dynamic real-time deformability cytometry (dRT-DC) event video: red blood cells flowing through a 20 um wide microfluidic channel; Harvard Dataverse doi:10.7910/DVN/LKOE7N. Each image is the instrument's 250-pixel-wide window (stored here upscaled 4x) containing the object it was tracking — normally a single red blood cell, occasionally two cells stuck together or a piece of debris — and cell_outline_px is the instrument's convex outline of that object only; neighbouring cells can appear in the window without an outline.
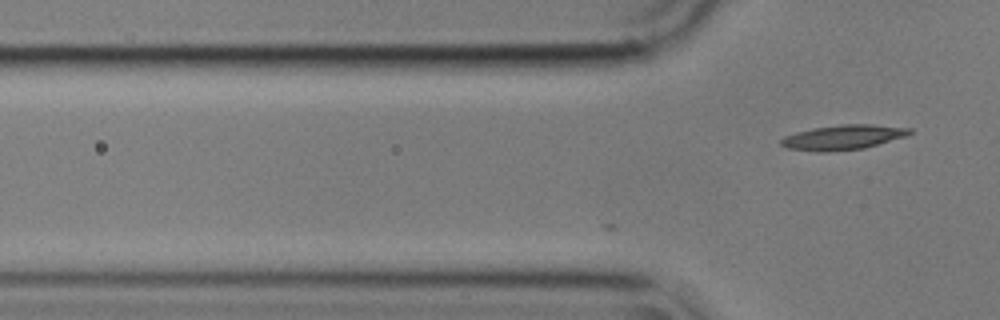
{"species": "common noctule bat (a hibernating species)", "species_latin": "Nyctalus noctula", "temperature_condition": "cold", "stored_images_in_passage": 2, "camera_frame_rate_fps": 3000, "um_per_image_px": 0.085, "animal": {"sex": "male", "body_mass_g": 17.9}, "frame": {"image": 1, "passage_image": 2, "time_ms": 0.333, "image_size_px": [1000, 320], "cell_outline_px": [[912, 132], [904, 136], [864, 148], [828, 152], [816, 152], [788, 148], [780, 144], [780, 140], [784, 136], [796, 132], [812, 128], [840, 124], [868, 124], [912, 128]], "centroid_in_image_um": [71.61, 11.67], "position_along_channel_um": 54.2, "area_um2": 18.5}}